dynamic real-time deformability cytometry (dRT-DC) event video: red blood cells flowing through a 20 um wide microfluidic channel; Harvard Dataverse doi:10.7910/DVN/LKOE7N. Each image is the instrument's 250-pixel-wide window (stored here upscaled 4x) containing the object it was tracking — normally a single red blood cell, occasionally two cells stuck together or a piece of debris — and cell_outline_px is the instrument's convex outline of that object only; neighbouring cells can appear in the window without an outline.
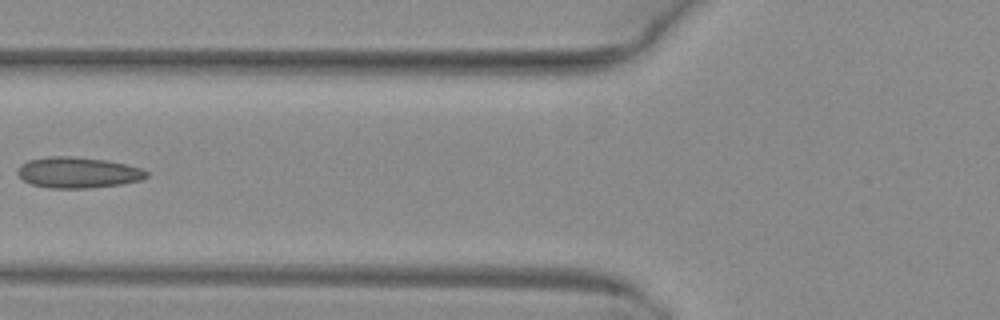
{"species": "common noctule bat (a hibernating species)", "species_latin": "Nyctalus noctula", "temperature_condition": "warm", "stored_images_in_passage": 5, "camera_frame_rate_fps": 3000, "um_per_image_px": 0.085, "animal": {"sex": "female", "body_mass_g": 29.2, "forearm_length_mm": 56.3}, "frame": {"image": 1, "passage_image": 4, "time_ms": 1.0, "image_size_px": [1000, 320], "cell_outline_px": [[148, 176], [140, 180], [120, 184], [88, 188], [48, 188], [32, 184], [24, 180], [12, 172], [20, 164], [28, 160], [52, 156], [72, 156], [104, 160], [124, 164], [140, 168], [148, 172]], "centroid_in_image_um": [6.54, 14.66], "position_along_channel_um": 119.3, "area_um2": 23.24}}
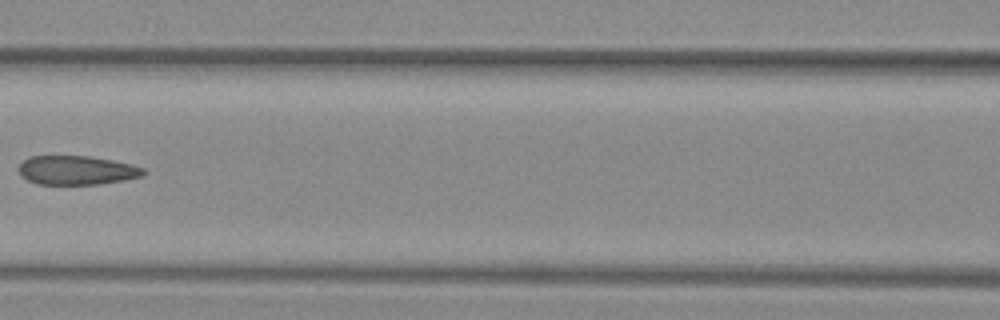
{"frame": {"image": 2, "passage_image": 5, "time_ms": 1.333, "image_size_px": [1000, 320], "cell_outline_px": [[148, 172], [140, 176], [124, 180], [100, 184], [36, 184], [20, 176], [20, 164], [28, 156], [88, 156], [112, 160], [132, 164], [144, 168]], "centroid_in_image_um": [6.53, 14.47], "position_along_channel_um": 160.1, "area_um2": 21.1}}